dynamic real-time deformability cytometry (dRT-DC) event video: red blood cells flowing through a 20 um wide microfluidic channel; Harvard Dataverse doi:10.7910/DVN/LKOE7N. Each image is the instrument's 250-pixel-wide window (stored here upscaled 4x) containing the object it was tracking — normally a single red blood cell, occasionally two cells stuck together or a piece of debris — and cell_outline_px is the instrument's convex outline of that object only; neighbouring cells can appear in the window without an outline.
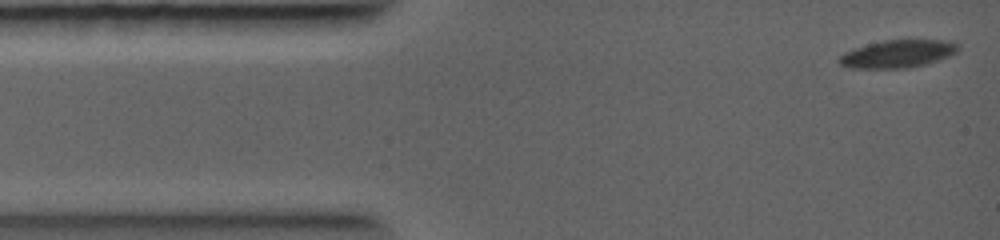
{"species": "common noctule bat (a hibernating species)", "species_latin": "Nyctalus noctula", "temperature_condition": "warm", "stored_images_in_passage": 12, "camera_frame_rate_fps": 5000, "um_per_image_px": 0.085, "animal": {"sex": "female", "body_mass_g": 19.0, "forearm_length_mm": 56.7}, "frame": {"image": 1, "passage_image": 1, "time_ms": 0.0, "image_size_px": [1000, 240], "cell_outline_px": [[960, 48], [956, 52], [948, 56], [924, 64], [904, 68], [852, 68], [840, 64], [836, 60], [844, 52], [852, 48], [884, 40], [952, 40], [960, 44]], "centroid_in_image_um": [76.3, 4.56], "position_along_channel_um": 8.7, "area_um2": 19.19}}
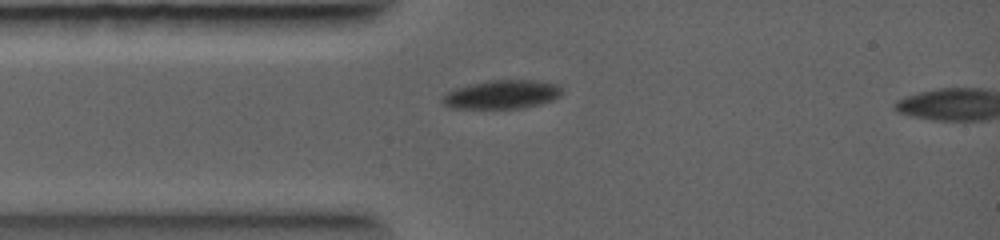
{"frame": {"image": 2, "passage_image": 10, "time_ms": 1.8, "image_size_px": [1000, 240], "cell_outline_px": [[560, 96], [552, 100], [540, 104], [520, 108], [452, 108], [444, 104], [440, 100], [448, 92], [456, 88], [488, 80], [536, 80], [556, 84], [560, 88]], "centroid_in_image_um": [42.66, 8.03], "position_along_channel_um": 42.3, "area_um2": 19.71}}